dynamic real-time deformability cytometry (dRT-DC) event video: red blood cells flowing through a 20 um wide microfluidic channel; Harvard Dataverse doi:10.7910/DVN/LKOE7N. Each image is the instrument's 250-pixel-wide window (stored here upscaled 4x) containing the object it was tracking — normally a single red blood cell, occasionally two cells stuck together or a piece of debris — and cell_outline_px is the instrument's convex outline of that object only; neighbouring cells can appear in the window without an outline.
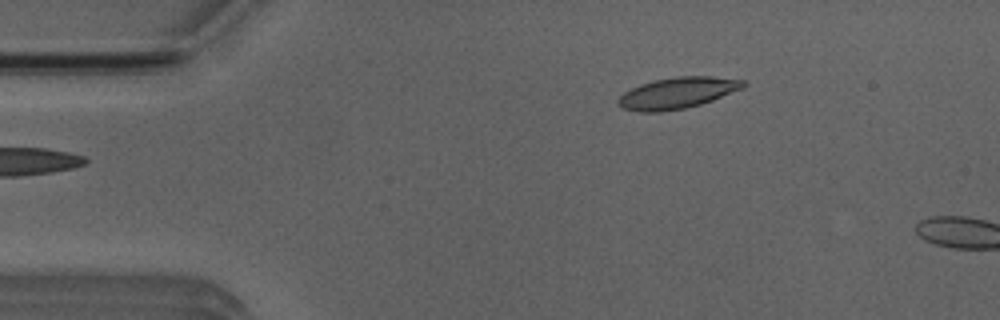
{"species": "Egyptian fruit bat (a non-hibernating species)", "species_latin": "Rousettus aegyptiacus", "temperature_condition": "room temperature", "stored_images_in_passage": 5, "camera_frame_rate_fps": 3000, "um_per_image_px": 0.085, "animal": {"sex": "male"}, "frame": {"image": 1, "passage_image": 5, "time_ms": 4.667, "image_size_px": [1000, 320], "cell_outline_px": [[748, 84], [744, 88], [712, 100], [700, 104], [684, 108], [660, 112], [640, 112], [624, 108], [616, 104], [616, 100], [624, 92], [640, 84], [652, 80], [676, 76], [712, 76], [744, 80]], "centroid_in_image_um": [57.58, 7.89], "position_along_channel_um": 27.4, "area_um2": 22.89}}